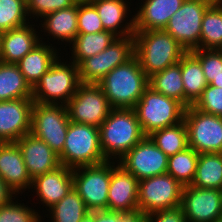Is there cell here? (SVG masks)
I'll return each mask as SVG.
<instances>
[{
  "label": "cell",
  "mask_w": 222,
  "mask_h": 222,
  "mask_svg": "<svg viewBox=\"0 0 222 222\" xmlns=\"http://www.w3.org/2000/svg\"><path fill=\"white\" fill-rule=\"evenodd\" d=\"M99 132L105 159L117 162L146 136L134 109L125 108H112Z\"/></svg>",
  "instance_id": "obj_1"
},
{
  "label": "cell",
  "mask_w": 222,
  "mask_h": 222,
  "mask_svg": "<svg viewBox=\"0 0 222 222\" xmlns=\"http://www.w3.org/2000/svg\"><path fill=\"white\" fill-rule=\"evenodd\" d=\"M111 108L133 109L149 87V77L137 57L115 67L98 83Z\"/></svg>",
  "instance_id": "obj_2"
},
{
  "label": "cell",
  "mask_w": 222,
  "mask_h": 222,
  "mask_svg": "<svg viewBox=\"0 0 222 222\" xmlns=\"http://www.w3.org/2000/svg\"><path fill=\"white\" fill-rule=\"evenodd\" d=\"M134 39L135 56L148 77L178 63L187 52L164 30L135 31Z\"/></svg>",
  "instance_id": "obj_3"
},
{
  "label": "cell",
  "mask_w": 222,
  "mask_h": 222,
  "mask_svg": "<svg viewBox=\"0 0 222 222\" xmlns=\"http://www.w3.org/2000/svg\"><path fill=\"white\" fill-rule=\"evenodd\" d=\"M59 56L32 88L37 103L67 105L81 84L79 68L73 61Z\"/></svg>",
  "instance_id": "obj_4"
},
{
  "label": "cell",
  "mask_w": 222,
  "mask_h": 222,
  "mask_svg": "<svg viewBox=\"0 0 222 222\" xmlns=\"http://www.w3.org/2000/svg\"><path fill=\"white\" fill-rule=\"evenodd\" d=\"M60 164L71 169L107 161L101 151L99 128L70 121Z\"/></svg>",
  "instance_id": "obj_5"
},
{
  "label": "cell",
  "mask_w": 222,
  "mask_h": 222,
  "mask_svg": "<svg viewBox=\"0 0 222 222\" xmlns=\"http://www.w3.org/2000/svg\"><path fill=\"white\" fill-rule=\"evenodd\" d=\"M143 133L179 124L183 121L185 107L173 98L155 92L148 87L133 108Z\"/></svg>",
  "instance_id": "obj_6"
},
{
  "label": "cell",
  "mask_w": 222,
  "mask_h": 222,
  "mask_svg": "<svg viewBox=\"0 0 222 222\" xmlns=\"http://www.w3.org/2000/svg\"><path fill=\"white\" fill-rule=\"evenodd\" d=\"M70 120L67 106L33 103L31 132L58 156L62 153Z\"/></svg>",
  "instance_id": "obj_7"
},
{
  "label": "cell",
  "mask_w": 222,
  "mask_h": 222,
  "mask_svg": "<svg viewBox=\"0 0 222 222\" xmlns=\"http://www.w3.org/2000/svg\"><path fill=\"white\" fill-rule=\"evenodd\" d=\"M135 55L134 36L117 37L105 50L84 59L79 65L81 83L98 84L115 67Z\"/></svg>",
  "instance_id": "obj_8"
},
{
  "label": "cell",
  "mask_w": 222,
  "mask_h": 222,
  "mask_svg": "<svg viewBox=\"0 0 222 222\" xmlns=\"http://www.w3.org/2000/svg\"><path fill=\"white\" fill-rule=\"evenodd\" d=\"M111 161L73 169V188L90 211L104 210L108 206Z\"/></svg>",
  "instance_id": "obj_9"
},
{
  "label": "cell",
  "mask_w": 222,
  "mask_h": 222,
  "mask_svg": "<svg viewBox=\"0 0 222 222\" xmlns=\"http://www.w3.org/2000/svg\"><path fill=\"white\" fill-rule=\"evenodd\" d=\"M213 0H185L169 19L164 31L187 51L200 48L203 15Z\"/></svg>",
  "instance_id": "obj_10"
},
{
  "label": "cell",
  "mask_w": 222,
  "mask_h": 222,
  "mask_svg": "<svg viewBox=\"0 0 222 222\" xmlns=\"http://www.w3.org/2000/svg\"><path fill=\"white\" fill-rule=\"evenodd\" d=\"M188 145L197 153H222V116L207 114L192 105L185 108Z\"/></svg>",
  "instance_id": "obj_11"
},
{
  "label": "cell",
  "mask_w": 222,
  "mask_h": 222,
  "mask_svg": "<svg viewBox=\"0 0 222 222\" xmlns=\"http://www.w3.org/2000/svg\"><path fill=\"white\" fill-rule=\"evenodd\" d=\"M183 187L167 173L142 179L138 188V208L147 215L177 208L181 205Z\"/></svg>",
  "instance_id": "obj_12"
},
{
  "label": "cell",
  "mask_w": 222,
  "mask_h": 222,
  "mask_svg": "<svg viewBox=\"0 0 222 222\" xmlns=\"http://www.w3.org/2000/svg\"><path fill=\"white\" fill-rule=\"evenodd\" d=\"M67 106L69 120L98 127L112 109L98 84L81 83Z\"/></svg>",
  "instance_id": "obj_13"
},
{
  "label": "cell",
  "mask_w": 222,
  "mask_h": 222,
  "mask_svg": "<svg viewBox=\"0 0 222 222\" xmlns=\"http://www.w3.org/2000/svg\"><path fill=\"white\" fill-rule=\"evenodd\" d=\"M168 156L145 136L118 163L139 181L167 173Z\"/></svg>",
  "instance_id": "obj_14"
},
{
  "label": "cell",
  "mask_w": 222,
  "mask_h": 222,
  "mask_svg": "<svg viewBox=\"0 0 222 222\" xmlns=\"http://www.w3.org/2000/svg\"><path fill=\"white\" fill-rule=\"evenodd\" d=\"M180 207L187 222H218L221 220V190L184 186Z\"/></svg>",
  "instance_id": "obj_15"
},
{
  "label": "cell",
  "mask_w": 222,
  "mask_h": 222,
  "mask_svg": "<svg viewBox=\"0 0 222 222\" xmlns=\"http://www.w3.org/2000/svg\"><path fill=\"white\" fill-rule=\"evenodd\" d=\"M32 97L0 101V139L16 142L31 132Z\"/></svg>",
  "instance_id": "obj_16"
},
{
  "label": "cell",
  "mask_w": 222,
  "mask_h": 222,
  "mask_svg": "<svg viewBox=\"0 0 222 222\" xmlns=\"http://www.w3.org/2000/svg\"><path fill=\"white\" fill-rule=\"evenodd\" d=\"M73 189V169L64 165L32 179L30 190L35 192L46 210L61 201Z\"/></svg>",
  "instance_id": "obj_17"
},
{
  "label": "cell",
  "mask_w": 222,
  "mask_h": 222,
  "mask_svg": "<svg viewBox=\"0 0 222 222\" xmlns=\"http://www.w3.org/2000/svg\"><path fill=\"white\" fill-rule=\"evenodd\" d=\"M139 180L117 161H111L107 210L129 211L138 208Z\"/></svg>",
  "instance_id": "obj_18"
},
{
  "label": "cell",
  "mask_w": 222,
  "mask_h": 222,
  "mask_svg": "<svg viewBox=\"0 0 222 222\" xmlns=\"http://www.w3.org/2000/svg\"><path fill=\"white\" fill-rule=\"evenodd\" d=\"M36 27L39 29L38 24L31 21L0 33V61L16 64L39 44L41 32L36 31Z\"/></svg>",
  "instance_id": "obj_19"
},
{
  "label": "cell",
  "mask_w": 222,
  "mask_h": 222,
  "mask_svg": "<svg viewBox=\"0 0 222 222\" xmlns=\"http://www.w3.org/2000/svg\"><path fill=\"white\" fill-rule=\"evenodd\" d=\"M31 179L60 166L58 155L40 138L28 133L16 141Z\"/></svg>",
  "instance_id": "obj_20"
},
{
  "label": "cell",
  "mask_w": 222,
  "mask_h": 222,
  "mask_svg": "<svg viewBox=\"0 0 222 222\" xmlns=\"http://www.w3.org/2000/svg\"><path fill=\"white\" fill-rule=\"evenodd\" d=\"M184 1L141 0L136 4L137 8L133 9V12L138 9L134 13L135 31L164 30L169 19L179 10Z\"/></svg>",
  "instance_id": "obj_21"
},
{
  "label": "cell",
  "mask_w": 222,
  "mask_h": 222,
  "mask_svg": "<svg viewBox=\"0 0 222 222\" xmlns=\"http://www.w3.org/2000/svg\"><path fill=\"white\" fill-rule=\"evenodd\" d=\"M91 4L96 8L105 31L117 37L134 36V15H131L129 0H95Z\"/></svg>",
  "instance_id": "obj_22"
},
{
  "label": "cell",
  "mask_w": 222,
  "mask_h": 222,
  "mask_svg": "<svg viewBox=\"0 0 222 222\" xmlns=\"http://www.w3.org/2000/svg\"><path fill=\"white\" fill-rule=\"evenodd\" d=\"M0 177L19 195L31 188L32 179L27 173L21 150L16 142L0 145ZM26 189V190H25Z\"/></svg>",
  "instance_id": "obj_23"
},
{
  "label": "cell",
  "mask_w": 222,
  "mask_h": 222,
  "mask_svg": "<svg viewBox=\"0 0 222 222\" xmlns=\"http://www.w3.org/2000/svg\"><path fill=\"white\" fill-rule=\"evenodd\" d=\"M78 2L67 9H61L53 13L45 15L41 21H39L40 29L39 32H44V36L47 37L48 44L60 40L66 43L64 47L70 45L78 34ZM42 22V23H41ZM41 23V24H40ZM48 34V35H47ZM53 39V40H52ZM65 41V42H64Z\"/></svg>",
  "instance_id": "obj_24"
},
{
  "label": "cell",
  "mask_w": 222,
  "mask_h": 222,
  "mask_svg": "<svg viewBox=\"0 0 222 222\" xmlns=\"http://www.w3.org/2000/svg\"><path fill=\"white\" fill-rule=\"evenodd\" d=\"M43 35L44 34L41 36L40 34L41 42L16 63L25 80L32 88L62 54L60 53L61 48H58L57 50V46L44 43L46 38H42Z\"/></svg>",
  "instance_id": "obj_25"
},
{
  "label": "cell",
  "mask_w": 222,
  "mask_h": 222,
  "mask_svg": "<svg viewBox=\"0 0 222 222\" xmlns=\"http://www.w3.org/2000/svg\"><path fill=\"white\" fill-rule=\"evenodd\" d=\"M181 75L185 92V108L193 105L208 83L199 60L186 52L181 57Z\"/></svg>",
  "instance_id": "obj_26"
},
{
  "label": "cell",
  "mask_w": 222,
  "mask_h": 222,
  "mask_svg": "<svg viewBox=\"0 0 222 222\" xmlns=\"http://www.w3.org/2000/svg\"><path fill=\"white\" fill-rule=\"evenodd\" d=\"M112 32L103 31L97 33H78L74 41L69 45L71 57L69 60L79 65L84 59L97 55L105 50L115 39Z\"/></svg>",
  "instance_id": "obj_27"
},
{
  "label": "cell",
  "mask_w": 222,
  "mask_h": 222,
  "mask_svg": "<svg viewBox=\"0 0 222 222\" xmlns=\"http://www.w3.org/2000/svg\"><path fill=\"white\" fill-rule=\"evenodd\" d=\"M32 97V87L17 64L0 61V101Z\"/></svg>",
  "instance_id": "obj_28"
},
{
  "label": "cell",
  "mask_w": 222,
  "mask_h": 222,
  "mask_svg": "<svg viewBox=\"0 0 222 222\" xmlns=\"http://www.w3.org/2000/svg\"><path fill=\"white\" fill-rule=\"evenodd\" d=\"M149 87L155 92L177 100L185 107V92L181 75V59L178 63L150 76Z\"/></svg>",
  "instance_id": "obj_29"
},
{
  "label": "cell",
  "mask_w": 222,
  "mask_h": 222,
  "mask_svg": "<svg viewBox=\"0 0 222 222\" xmlns=\"http://www.w3.org/2000/svg\"><path fill=\"white\" fill-rule=\"evenodd\" d=\"M191 185L222 190V153H199Z\"/></svg>",
  "instance_id": "obj_30"
},
{
  "label": "cell",
  "mask_w": 222,
  "mask_h": 222,
  "mask_svg": "<svg viewBox=\"0 0 222 222\" xmlns=\"http://www.w3.org/2000/svg\"><path fill=\"white\" fill-rule=\"evenodd\" d=\"M199 49H222V2H213L203 15Z\"/></svg>",
  "instance_id": "obj_31"
},
{
  "label": "cell",
  "mask_w": 222,
  "mask_h": 222,
  "mask_svg": "<svg viewBox=\"0 0 222 222\" xmlns=\"http://www.w3.org/2000/svg\"><path fill=\"white\" fill-rule=\"evenodd\" d=\"M47 211L49 214L42 217L48 216L47 218H50L51 222H80L90 212L74 188Z\"/></svg>",
  "instance_id": "obj_32"
},
{
  "label": "cell",
  "mask_w": 222,
  "mask_h": 222,
  "mask_svg": "<svg viewBox=\"0 0 222 222\" xmlns=\"http://www.w3.org/2000/svg\"><path fill=\"white\" fill-rule=\"evenodd\" d=\"M148 136L168 157L189 147L184 120L177 125L155 130Z\"/></svg>",
  "instance_id": "obj_33"
},
{
  "label": "cell",
  "mask_w": 222,
  "mask_h": 222,
  "mask_svg": "<svg viewBox=\"0 0 222 222\" xmlns=\"http://www.w3.org/2000/svg\"><path fill=\"white\" fill-rule=\"evenodd\" d=\"M199 153L188 147L184 151L168 157L167 174L181 185H191L195 176Z\"/></svg>",
  "instance_id": "obj_34"
},
{
  "label": "cell",
  "mask_w": 222,
  "mask_h": 222,
  "mask_svg": "<svg viewBox=\"0 0 222 222\" xmlns=\"http://www.w3.org/2000/svg\"><path fill=\"white\" fill-rule=\"evenodd\" d=\"M24 0H0V33L30 23Z\"/></svg>",
  "instance_id": "obj_35"
},
{
  "label": "cell",
  "mask_w": 222,
  "mask_h": 222,
  "mask_svg": "<svg viewBox=\"0 0 222 222\" xmlns=\"http://www.w3.org/2000/svg\"><path fill=\"white\" fill-rule=\"evenodd\" d=\"M18 197L19 195L10 203L0 207V222H42V219L44 221L45 218L40 215V210L20 203L22 201H19Z\"/></svg>",
  "instance_id": "obj_36"
},
{
  "label": "cell",
  "mask_w": 222,
  "mask_h": 222,
  "mask_svg": "<svg viewBox=\"0 0 222 222\" xmlns=\"http://www.w3.org/2000/svg\"><path fill=\"white\" fill-rule=\"evenodd\" d=\"M190 52L199 60L208 85L222 75V49H194Z\"/></svg>",
  "instance_id": "obj_37"
},
{
  "label": "cell",
  "mask_w": 222,
  "mask_h": 222,
  "mask_svg": "<svg viewBox=\"0 0 222 222\" xmlns=\"http://www.w3.org/2000/svg\"><path fill=\"white\" fill-rule=\"evenodd\" d=\"M78 33L103 32L104 27L96 8L88 2H78Z\"/></svg>",
  "instance_id": "obj_38"
},
{
  "label": "cell",
  "mask_w": 222,
  "mask_h": 222,
  "mask_svg": "<svg viewBox=\"0 0 222 222\" xmlns=\"http://www.w3.org/2000/svg\"><path fill=\"white\" fill-rule=\"evenodd\" d=\"M76 3V0H28L27 13L30 19L33 18L32 22L35 19V22H38L45 15L61 9H67Z\"/></svg>",
  "instance_id": "obj_39"
},
{
  "label": "cell",
  "mask_w": 222,
  "mask_h": 222,
  "mask_svg": "<svg viewBox=\"0 0 222 222\" xmlns=\"http://www.w3.org/2000/svg\"><path fill=\"white\" fill-rule=\"evenodd\" d=\"M192 106L201 112L222 116V88L207 85Z\"/></svg>",
  "instance_id": "obj_40"
},
{
  "label": "cell",
  "mask_w": 222,
  "mask_h": 222,
  "mask_svg": "<svg viewBox=\"0 0 222 222\" xmlns=\"http://www.w3.org/2000/svg\"><path fill=\"white\" fill-rule=\"evenodd\" d=\"M149 222H187L183 209L177 208L156 211L148 215Z\"/></svg>",
  "instance_id": "obj_41"
},
{
  "label": "cell",
  "mask_w": 222,
  "mask_h": 222,
  "mask_svg": "<svg viewBox=\"0 0 222 222\" xmlns=\"http://www.w3.org/2000/svg\"><path fill=\"white\" fill-rule=\"evenodd\" d=\"M119 222H149L148 215L139 208L120 212Z\"/></svg>",
  "instance_id": "obj_42"
},
{
  "label": "cell",
  "mask_w": 222,
  "mask_h": 222,
  "mask_svg": "<svg viewBox=\"0 0 222 222\" xmlns=\"http://www.w3.org/2000/svg\"><path fill=\"white\" fill-rule=\"evenodd\" d=\"M120 212L112 210H94V222H119Z\"/></svg>",
  "instance_id": "obj_43"
},
{
  "label": "cell",
  "mask_w": 222,
  "mask_h": 222,
  "mask_svg": "<svg viewBox=\"0 0 222 222\" xmlns=\"http://www.w3.org/2000/svg\"><path fill=\"white\" fill-rule=\"evenodd\" d=\"M18 194L0 177V207L10 203Z\"/></svg>",
  "instance_id": "obj_44"
},
{
  "label": "cell",
  "mask_w": 222,
  "mask_h": 222,
  "mask_svg": "<svg viewBox=\"0 0 222 222\" xmlns=\"http://www.w3.org/2000/svg\"><path fill=\"white\" fill-rule=\"evenodd\" d=\"M80 222H94V211H90Z\"/></svg>",
  "instance_id": "obj_45"
},
{
  "label": "cell",
  "mask_w": 222,
  "mask_h": 222,
  "mask_svg": "<svg viewBox=\"0 0 222 222\" xmlns=\"http://www.w3.org/2000/svg\"><path fill=\"white\" fill-rule=\"evenodd\" d=\"M210 85H212L214 87H221L222 88V75H220L216 79H213V81L210 83Z\"/></svg>",
  "instance_id": "obj_46"
},
{
  "label": "cell",
  "mask_w": 222,
  "mask_h": 222,
  "mask_svg": "<svg viewBox=\"0 0 222 222\" xmlns=\"http://www.w3.org/2000/svg\"><path fill=\"white\" fill-rule=\"evenodd\" d=\"M221 220H222V190H221Z\"/></svg>",
  "instance_id": "obj_47"
},
{
  "label": "cell",
  "mask_w": 222,
  "mask_h": 222,
  "mask_svg": "<svg viewBox=\"0 0 222 222\" xmlns=\"http://www.w3.org/2000/svg\"><path fill=\"white\" fill-rule=\"evenodd\" d=\"M76 2H87V0H76Z\"/></svg>",
  "instance_id": "obj_48"
},
{
  "label": "cell",
  "mask_w": 222,
  "mask_h": 222,
  "mask_svg": "<svg viewBox=\"0 0 222 222\" xmlns=\"http://www.w3.org/2000/svg\"><path fill=\"white\" fill-rule=\"evenodd\" d=\"M214 2H222V0H213Z\"/></svg>",
  "instance_id": "obj_49"
},
{
  "label": "cell",
  "mask_w": 222,
  "mask_h": 222,
  "mask_svg": "<svg viewBox=\"0 0 222 222\" xmlns=\"http://www.w3.org/2000/svg\"><path fill=\"white\" fill-rule=\"evenodd\" d=\"M93 1H95V0H87L88 3H91V2H93Z\"/></svg>",
  "instance_id": "obj_50"
}]
</instances>
